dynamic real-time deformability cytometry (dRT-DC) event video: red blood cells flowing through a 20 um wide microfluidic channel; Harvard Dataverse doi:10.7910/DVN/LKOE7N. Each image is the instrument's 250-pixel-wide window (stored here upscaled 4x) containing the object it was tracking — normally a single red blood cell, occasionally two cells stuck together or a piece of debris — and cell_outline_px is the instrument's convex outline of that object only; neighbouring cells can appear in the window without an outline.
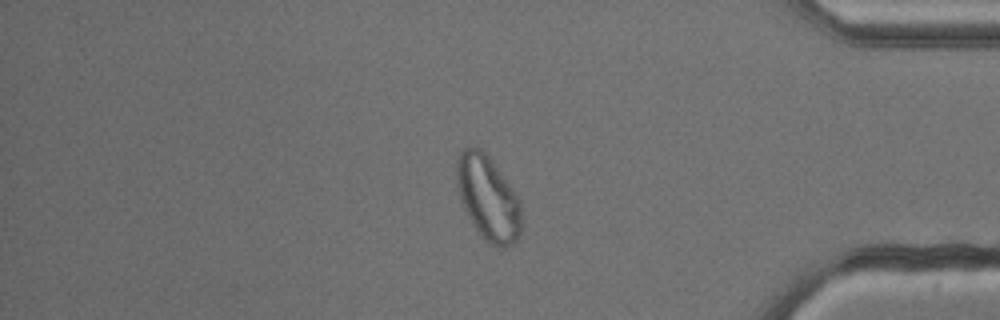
{"species": "common noctule bat (a hibernating species)", "species_latin": "Nyctalus noctula", "temperature_condition": "cold", "stored_images_in_passage": 54, "camera_frame_rate_fps": 3000, "um_per_image_px": 0.085, "animal": {"sex": "male", "body_mass_g": 13.3}, "frame": {"image": 1, "passage_image": 46, "time_ms": 15.0, "image_size_px": [1000, 320], "cell_outline_px": [[520, 236], [512, 244], [504, 248], [496, 248], [488, 244], [480, 236], [472, 224], [460, 200], [456, 188], [456, 160], [460, 148], [472, 144], [476, 144], [492, 160], [504, 176], [520, 200]], "centroid_in_image_um": [41.44, 16.8], "position_along_channel_um": 393.8, "area_um2": 32.66}}
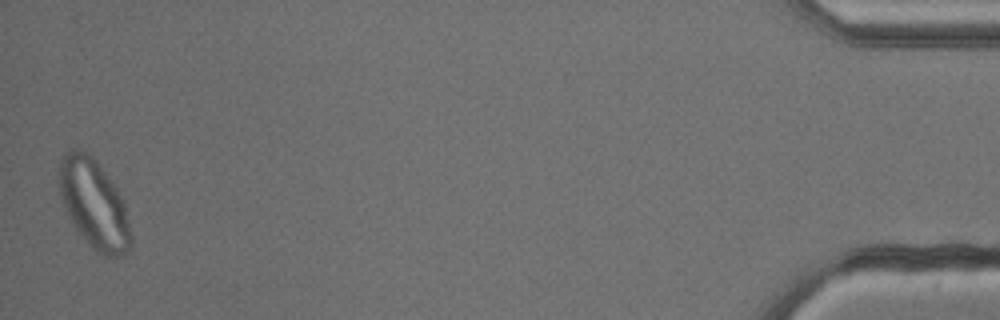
{"frame": {"image": 2, "passage_image": 54, "time_ms": 17.667, "image_size_px": [1000, 320], "cell_outline_px": [[132, 244], [124, 252], [116, 256], [104, 256], [96, 252], [92, 248], [76, 228], [60, 196], [60, 156], [64, 152], [72, 148], [80, 148], [88, 152], [96, 160], [116, 188], [124, 204], [132, 236]], "centroid_in_image_um": [7.98, 17.3], "position_along_channel_um": 427.2, "area_um2": 36.59}}